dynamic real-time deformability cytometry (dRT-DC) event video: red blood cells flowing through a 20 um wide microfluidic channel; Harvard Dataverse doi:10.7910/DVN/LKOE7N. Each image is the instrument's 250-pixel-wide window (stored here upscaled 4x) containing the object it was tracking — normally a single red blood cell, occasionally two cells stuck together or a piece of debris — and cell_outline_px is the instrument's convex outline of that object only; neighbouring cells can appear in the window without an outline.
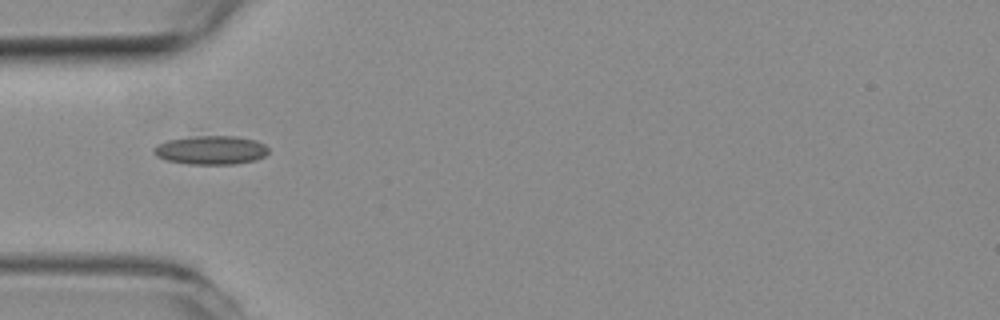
{"species": "common noctule bat (a hibernating species)", "species_latin": "Nyctalus noctula", "temperature_condition": "room temperature", "stored_images_in_passage": 21, "camera_frame_rate_fps": 3000, "um_per_image_px": 0.085, "animal": {"sex": "female", "body_mass_g": 19.3, "forearm_length_mm": 54.1}, "frame": {"image": 1, "passage_image": 1, "time_ms": 0.0, "image_size_px": [1000, 320], "cell_outline_px": [[268, 152], [264, 156], [256, 160], [236, 164], [188, 164], [168, 160], [156, 156], [152, 152], [152, 148], [156, 144], [168, 140], [192, 136], [236, 136], [256, 140], [264, 144], [268, 148]], "centroid_in_image_um": [17.92, 12.75], "position_along_channel_um": 67.1, "area_um2": 19.36}}
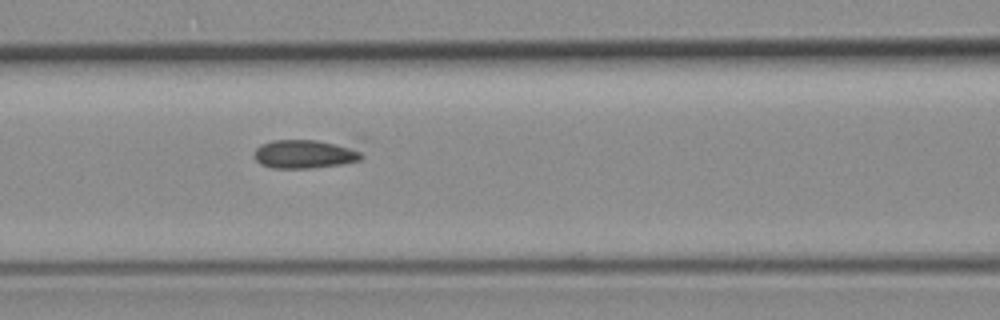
{"frame": {"image": 2, "passage_image": 7, "time_ms": 2.0, "image_size_px": [1000, 320], "cell_outline_px": [[364, 156], [360, 160], [344, 164], [312, 168], [272, 168], [260, 164], [256, 160], [256, 148], [260, 144], [272, 140], [316, 140], [356, 144]], "centroid_in_image_um": [26.03, 13.07], "position_along_channel_um": 140.6, "area_um2": 18.55}}
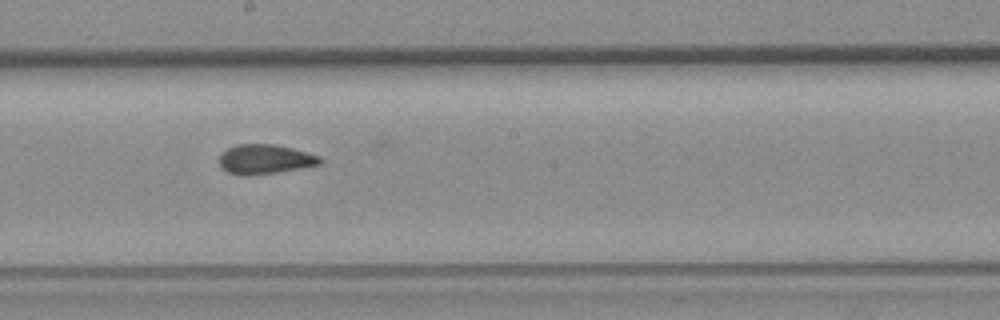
{"frame": {"image": 3, "passage_image": 14, "time_ms": 4.333, "image_size_px": [1000, 320], "cell_outline_px": [[324, 160], [320, 164], [276, 172], [248, 176], [228, 172], [220, 164], [220, 152], [236, 144], [272, 144], [292, 148], [320, 156]], "centroid_in_image_um": [22.52, 13.52], "position_along_channel_um": 225.7, "area_um2": 17.17}}